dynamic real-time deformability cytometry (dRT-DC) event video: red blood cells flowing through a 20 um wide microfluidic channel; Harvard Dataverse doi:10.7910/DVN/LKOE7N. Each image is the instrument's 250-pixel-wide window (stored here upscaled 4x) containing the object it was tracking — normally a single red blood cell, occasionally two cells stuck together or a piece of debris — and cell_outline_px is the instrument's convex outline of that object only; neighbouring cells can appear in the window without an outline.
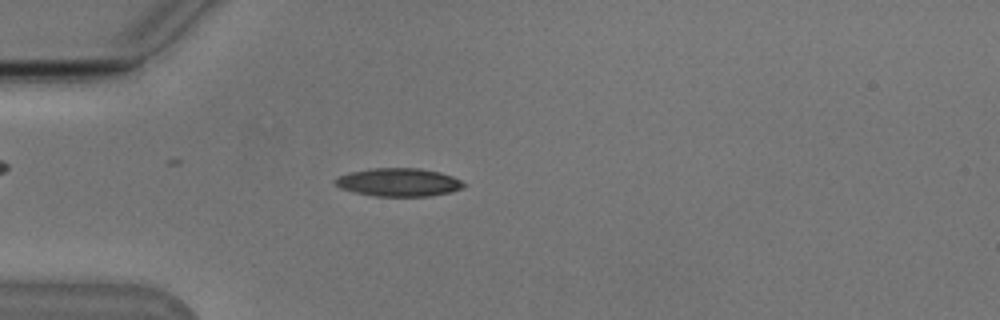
{"species": "Egyptian fruit bat (a non-hibernating species)", "species_latin": "Rousettus aegyptiacus", "temperature_condition": "cold", "stored_images_in_passage": 43, "camera_frame_rate_fps": 3000, "um_per_image_px": 0.085, "animal": {"sex": "male"}, "frame": {"image": 1, "passage_image": 4, "time_ms": 1.0, "image_size_px": [1000, 320], "cell_outline_px": [[468, 184], [452, 192], [428, 196], [376, 196], [356, 192], [340, 188], [332, 180], [336, 176], [348, 172], [372, 168], [420, 168], [440, 172], [452, 176]], "centroid_in_image_um": [33.87, 15.48], "position_along_channel_um": 51.1, "area_um2": 21.21}}
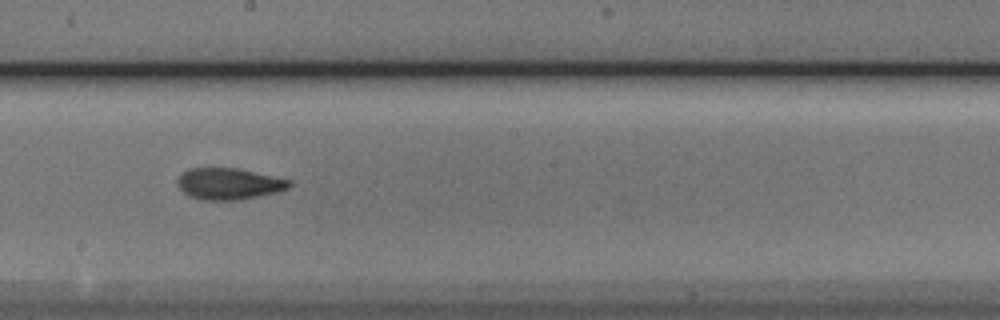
{"frame": {"image": 2, "passage_image": 19, "time_ms": 6.0, "image_size_px": [1000, 320], "cell_outline_px": [[292, 184], [288, 188], [276, 192], [240, 200], [200, 200], [188, 196], [176, 184], [176, 180], [188, 168], [236, 168], [292, 180]], "centroid_in_image_um": [19.43, 15.63], "position_along_channel_um": 228.8, "area_um2": 20.52}}
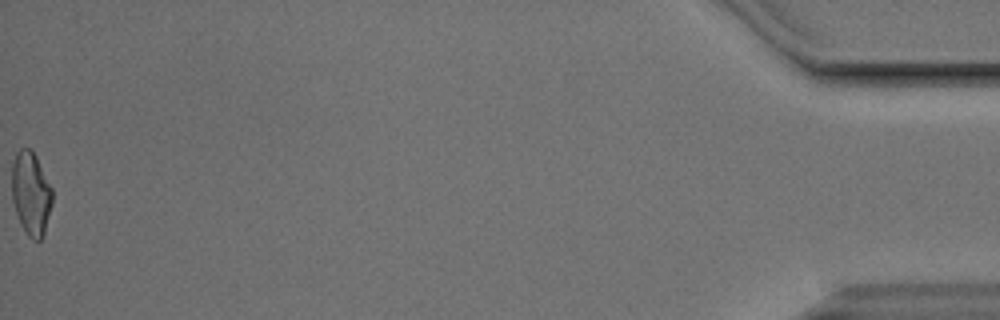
{"frame": {"image": 3, "passage_image": 43, "time_ms": 14.0, "image_size_px": [1000, 320], "cell_outline_px": [[52, 204], [44, 236], [40, 240], [32, 240], [28, 236], [20, 224], [12, 200], [12, 164], [16, 152], [20, 148], [28, 148], [36, 156], [52, 188]], "centroid_in_image_um": [2.63, 16.47], "position_along_channel_um": 432.6, "area_um2": 19.77}, "authors_computed_cell_mechanics": {"area_um2": 20.23, "velocity_mm_per_s": 3.8035, "shape_relaxation_time_tau1_ms": 3.5032, "shape_relaxation_time_tau2_ms": 2.9843, "deformation_change_tau1": 0.167, "deformation_change_tau2": 0.1095}}